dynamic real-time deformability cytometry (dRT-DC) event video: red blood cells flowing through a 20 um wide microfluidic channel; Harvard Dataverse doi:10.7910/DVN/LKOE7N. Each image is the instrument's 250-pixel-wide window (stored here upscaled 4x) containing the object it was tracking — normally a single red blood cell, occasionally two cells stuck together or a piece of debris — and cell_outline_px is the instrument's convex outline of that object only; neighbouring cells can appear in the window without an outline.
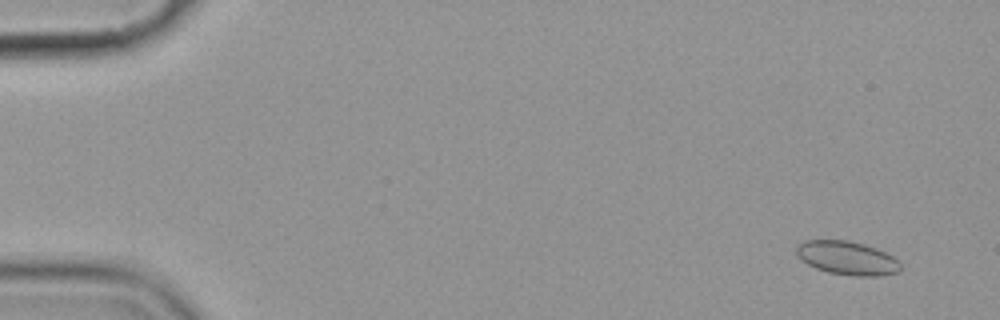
{"species": "common noctule bat (a hibernating species)", "species_latin": "Nyctalus noctula", "temperature_condition": "cold", "stored_images_in_passage": 4, "camera_frame_rate_fps": 3000, "um_per_image_px": 0.085, "animal": {"sex": "female", "body_mass_g": 19.9}, "frame": {"image": 1, "passage_image": 1, "time_ms": 0.0, "image_size_px": [1000, 320], "cell_outline_px": [[900, 272], [880, 276], [856, 276], [828, 272], [816, 268], [808, 264], [796, 256], [796, 244], [804, 240], [848, 240], [864, 244], [876, 248], [900, 260]], "centroid_in_image_um": [72.0, 21.92], "position_along_channel_um": 13.0, "area_um2": 20.58}}
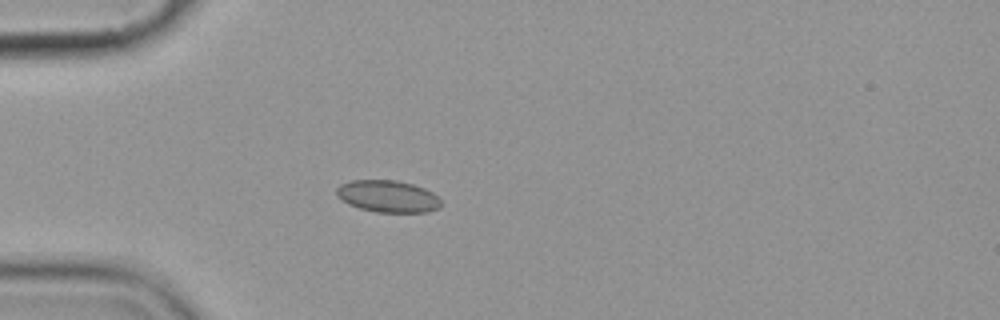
{"frame": {"image": 2, "passage_image": 4, "time_ms": 4.333, "image_size_px": [1000, 320], "cell_outline_px": [[440, 208], [428, 212], [376, 212], [360, 208], [348, 204], [340, 200], [336, 196], [336, 188], [340, 184], [352, 180], [396, 180], [412, 184], [424, 188], [432, 192], [440, 200]], "centroid_in_image_um": [32.93, 16.69], "position_along_channel_um": 52.1, "area_um2": 19.54}}